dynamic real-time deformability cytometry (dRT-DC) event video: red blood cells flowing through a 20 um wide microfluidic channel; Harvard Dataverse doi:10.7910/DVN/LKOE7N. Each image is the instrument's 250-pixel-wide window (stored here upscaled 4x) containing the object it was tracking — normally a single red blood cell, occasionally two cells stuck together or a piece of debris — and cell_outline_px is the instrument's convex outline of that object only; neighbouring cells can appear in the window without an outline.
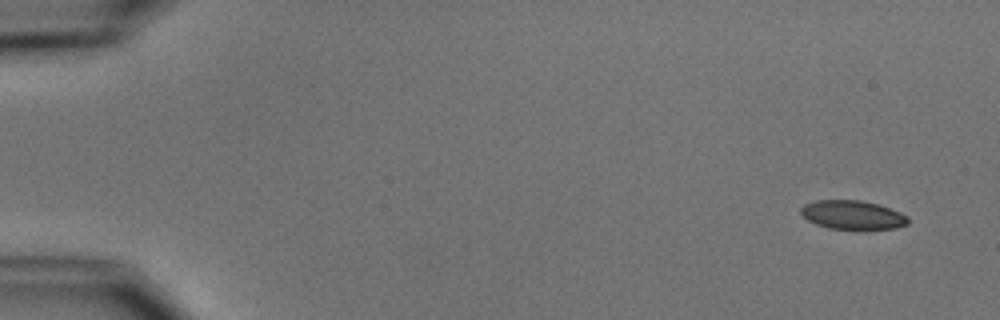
{"species": "common noctule bat (a hibernating species)", "species_latin": "Nyctalus noctula", "temperature_condition": "cold", "stored_images_in_passage": 5, "camera_frame_rate_fps": 3000, "um_per_image_px": 0.085, "animal": {"sex": "male", "body_mass_g": 15.6}, "frame": {"image": 1, "passage_image": 1, "time_ms": 0.0, "image_size_px": [1000, 320], "cell_outline_px": [[908, 224], [896, 228], [864, 232], [828, 228], [816, 224], [808, 220], [800, 212], [800, 208], [804, 204], [816, 200], [860, 200], [880, 204], [900, 212], [908, 216]], "centroid_in_image_um": [72.51, 18.31], "position_along_channel_um": 12.5, "area_um2": 18.84}}
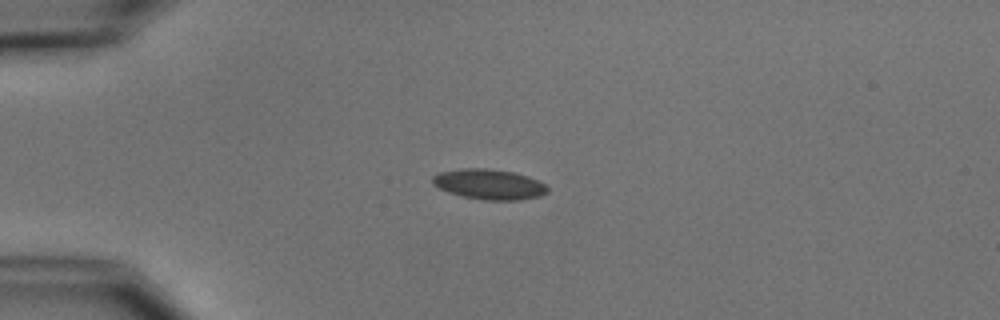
{"frame": {"image": 2, "passage_image": 4, "time_ms": 3.667, "image_size_px": [1000, 320], "cell_outline_px": [[548, 192], [540, 196], [520, 200], [484, 200], [464, 196], [448, 192], [432, 184], [432, 176], [440, 172], [464, 168], [488, 168], [512, 172], [528, 176], [544, 184], [548, 188]], "centroid_in_image_um": [41.57, 15.66], "position_along_channel_um": 43.4, "area_um2": 20.17}}